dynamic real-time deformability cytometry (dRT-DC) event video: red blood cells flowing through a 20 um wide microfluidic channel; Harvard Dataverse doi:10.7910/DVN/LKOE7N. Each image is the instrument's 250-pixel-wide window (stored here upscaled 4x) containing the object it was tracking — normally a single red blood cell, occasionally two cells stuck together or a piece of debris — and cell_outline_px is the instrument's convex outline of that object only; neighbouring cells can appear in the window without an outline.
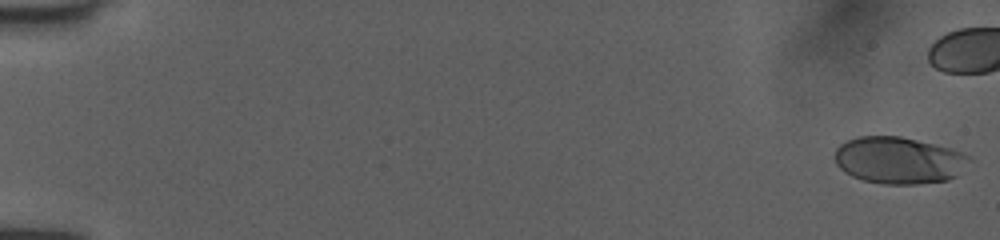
{"species": "human", "species_latin": "Homo sapiens", "temperature_condition": "room temperature", "stored_images_in_passage": 12, "camera_frame_rate_fps": 3000, "um_per_image_px": 0.085, "donor": {"sex": "female"}, "frame": {"image": 1, "passage_image": 1, "time_ms": 0.0, "image_size_px": [1000, 240], "cell_outline_px": [[972, 160], [956, 176], [948, 180], [916, 184], [884, 184], [864, 180], [852, 176], [844, 172], [836, 164], [836, 148], [840, 144], [848, 140], [860, 136], [900, 136], [952, 148], [964, 152], [972, 156]], "centroid_in_image_um": [76.44, 13.62], "position_along_channel_um": 8.6, "area_um2": 36.88}}